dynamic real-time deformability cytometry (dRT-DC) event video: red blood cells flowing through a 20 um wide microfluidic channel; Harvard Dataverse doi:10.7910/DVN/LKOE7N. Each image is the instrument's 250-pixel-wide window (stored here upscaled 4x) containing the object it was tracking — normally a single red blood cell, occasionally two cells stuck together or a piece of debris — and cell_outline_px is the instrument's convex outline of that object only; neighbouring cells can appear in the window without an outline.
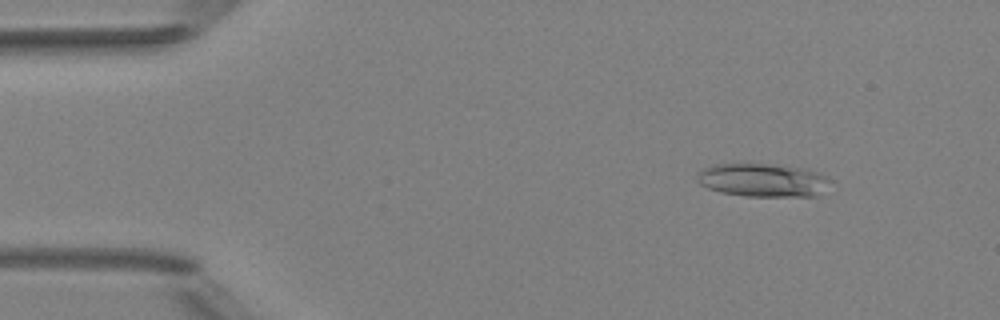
{"species": "Egyptian fruit bat (a non-hibernating species)", "species_latin": "Rousettus aegyptiacus", "temperature_condition": "room temperature", "stored_images_in_passage": 4, "camera_frame_rate_fps": 3000, "um_per_image_px": 0.085, "animal": {"sex": "female"}, "frame": {"image": 1, "passage_image": 1, "time_ms": 0.0, "image_size_px": [1000, 320], "cell_outline_px": [[832, 180], [820, 196], [744, 196], [720, 192], [708, 188], [700, 184], [696, 180], [696, 172], [704, 168], [716, 164], [768, 164], [800, 168], [816, 172], [828, 176]], "centroid_in_image_um": [64.83, 15.32], "position_along_channel_um": 20.2, "area_um2": 25.95}}
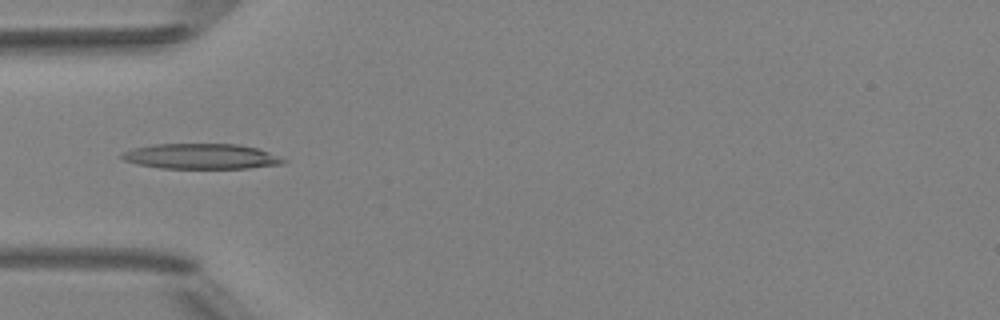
{"frame": {"image": 2, "passage_image": 4, "time_ms": 3.333, "image_size_px": [1000, 320], "cell_outline_px": [[288, 160], [284, 164], [248, 168], [160, 168], [136, 164], [124, 160], [120, 156], [124, 152], [132, 148], [152, 144], [240, 144], [256, 148], [268, 152]], "centroid_in_image_um": [17.1, 13.29], "position_along_channel_um": 67.9, "area_um2": 23.87}}